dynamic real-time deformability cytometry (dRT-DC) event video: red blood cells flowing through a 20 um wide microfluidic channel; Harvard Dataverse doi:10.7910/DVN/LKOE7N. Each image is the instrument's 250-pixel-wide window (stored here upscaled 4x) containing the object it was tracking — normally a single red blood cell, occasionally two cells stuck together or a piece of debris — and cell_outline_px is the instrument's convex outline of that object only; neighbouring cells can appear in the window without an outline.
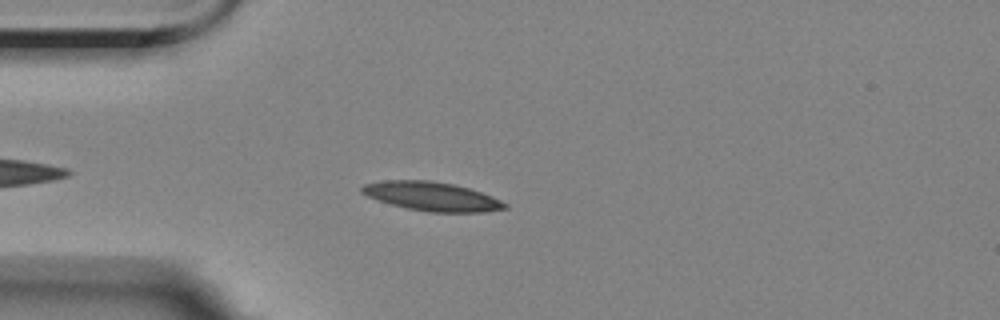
{"species": "Egyptian fruit bat (a non-hibernating species)", "species_latin": "Rousettus aegyptiacus", "temperature_condition": "room temperature", "stored_images_in_passage": 9, "camera_frame_rate_fps": 3000, "um_per_image_px": 0.085, "animal": {"sex": "female"}, "frame": {"image": 1, "passage_image": 3, "time_ms": 2.333, "image_size_px": [1000, 320], "cell_outline_px": [[508, 208], [484, 212], [428, 212], [408, 208], [376, 200], [360, 192], [360, 188], [364, 184], [384, 180], [428, 180], [452, 184], [468, 188], [492, 196], [508, 204]], "centroid_in_image_um": [36.7, 16.69], "position_along_channel_um": 48.3, "area_um2": 23.99}}
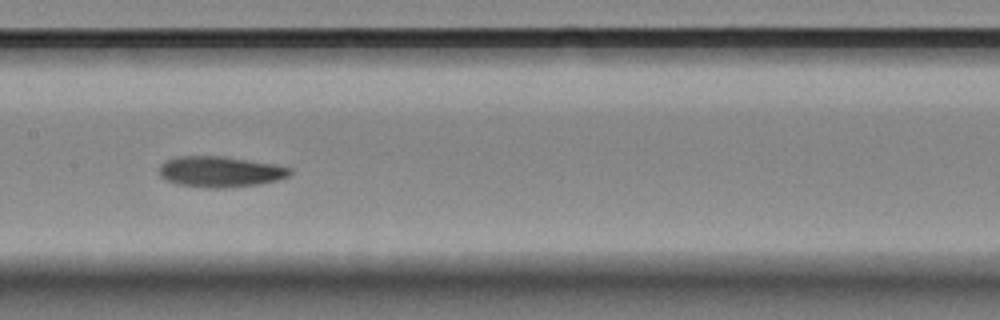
{"frame": {"image": 2, "passage_image": 7, "time_ms": 6.667, "image_size_px": [1000, 320], "cell_outline_px": [[292, 172], [288, 176], [276, 180], [256, 184], [224, 188], [212, 188], [176, 184], [160, 176], [160, 164], [164, 160], [176, 156], [224, 156], [276, 164], [292, 168]], "centroid_in_image_um": [18.7, 14.58], "position_along_channel_um": 188.7, "area_um2": 23.47}}
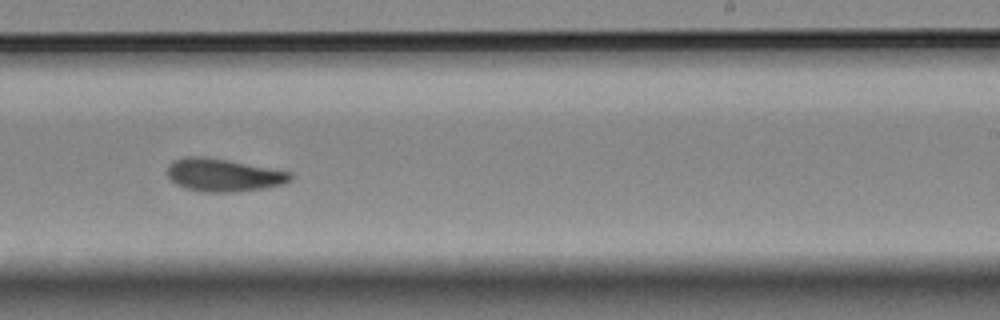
{"frame": {"image": 3, "passage_image": 9, "time_ms": 9.0, "image_size_px": [1000, 320], "cell_outline_px": [[292, 180], [284, 184], [264, 188], [236, 192], [200, 192], [184, 188], [176, 184], [168, 176], [168, 164], [172, 160], [184, 156], [204, 156], [228, 160], [292, 172]], "centroid_in_image_um": [18.98, 14.88], "position_along_channel_um": 270.0, "area_um2": 23.81}}